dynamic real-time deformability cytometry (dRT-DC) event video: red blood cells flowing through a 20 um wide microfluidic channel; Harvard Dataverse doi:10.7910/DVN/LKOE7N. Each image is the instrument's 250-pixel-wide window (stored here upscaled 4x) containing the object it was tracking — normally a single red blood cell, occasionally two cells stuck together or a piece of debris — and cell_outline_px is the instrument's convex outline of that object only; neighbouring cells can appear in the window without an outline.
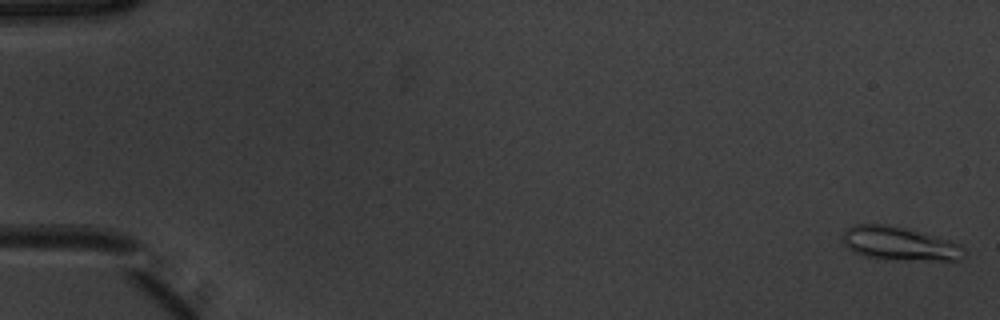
{"species": "common noctule bat (a hibernating species)", "species_latin": "Nyctalus noctula", "temperature_condition": "warm", "stored_images_in_passage": 3, "camera_frame_rate_fps": 3000, "um_per_image_px": 0.085, "animal": {"sex": "male", "body_mass_g": 20.1, "forearm_length_mm": 53.5}, "frame": {"image": 1, "passage_image": 1, "time_ms": 0.0, "image_size_px": [1000, 320], "cell_outline_px": [[964, 248], [960, 260], [884, 260], [864, 256], [852, 252], [844, 244], [840, 236], [848, 228], [856, 224], [888, 224], [924, 232], [960, 244]], "centroid_in_image_um": [76.4, 20.71], "position_along_channel_um": 8.6, "area_um2": 24.1}}